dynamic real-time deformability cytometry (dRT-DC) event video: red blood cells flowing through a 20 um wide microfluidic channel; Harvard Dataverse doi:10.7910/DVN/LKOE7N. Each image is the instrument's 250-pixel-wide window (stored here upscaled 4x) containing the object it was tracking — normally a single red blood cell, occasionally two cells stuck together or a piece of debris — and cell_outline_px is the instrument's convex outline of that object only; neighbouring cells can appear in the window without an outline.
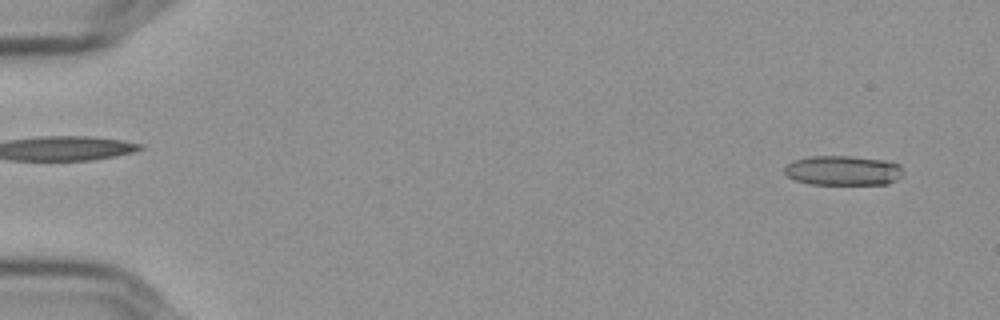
{"species": "Egyptian fruit bat (a non-hibernating species)", "species_latin": "Rousettus aegyptiacus", "temperature_condition": "cold", "stored_images_in_passage": 11, "camera_frame_rate_fps": 3000, "um_per_image_px": 0.085, "frame": {"image": 1, "passage_image": 3, "time_ms": 0.667, "image_size_px": [1000, 320], "cell_outline_px": [[904, 172], [896, 180], [888, 184], [808, 184], [796, 180], [788, 176], [784, 172], [784, 168], [792, 160], [808, 156], [852, 156], [884, 160], [900, 164]], "centroid_in_image_um": [71.66, 14.49], "position_along_channel_um": 13.3, "area_um2": 20.69}}